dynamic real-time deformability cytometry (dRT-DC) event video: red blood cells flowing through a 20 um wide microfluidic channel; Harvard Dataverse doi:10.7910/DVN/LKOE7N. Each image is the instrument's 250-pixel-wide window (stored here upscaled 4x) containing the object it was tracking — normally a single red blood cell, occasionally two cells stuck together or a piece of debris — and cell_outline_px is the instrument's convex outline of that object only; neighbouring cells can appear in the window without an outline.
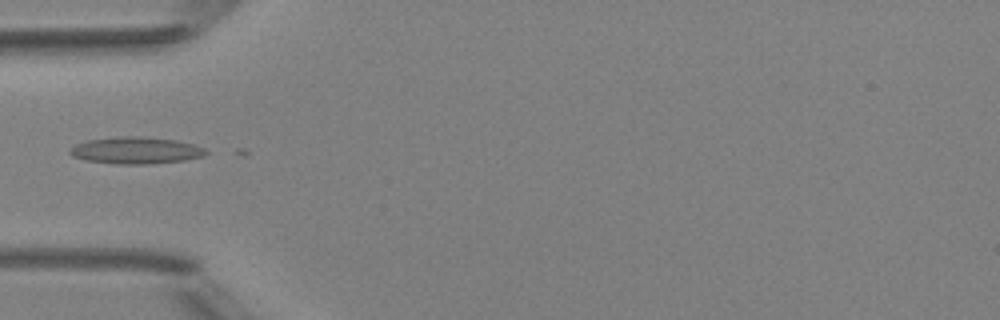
{"species": "Egyptian fruit bat (a non-hibernating species)", "species_latin": "Rousettus aegyptiacus", "temperature_condition": "room temperature", "stored_images_in_passage": 3, "camera_frame_rate_fps": 3000, "um_per_image_px": 0.085, "animal": {"sex": "female"}, "frame": {"image": 1, "passage_image": 2, "time_ms": 1.0, "image_size_px": [1000, 320], "cell_outline_px": [[208, 152], [204, 156], [184, 160], [152, 164], [116, 164], [88, 160], [72, 156], [68, 152], [76, 144], [88, 140], [116, 136], [136, 136], [176, 140], [192, 144], [204, 148]], "centroid_in_image_um": [11.56, 12.78], "position_along_channel_um": 73.4, "area_um2": 21.15}}
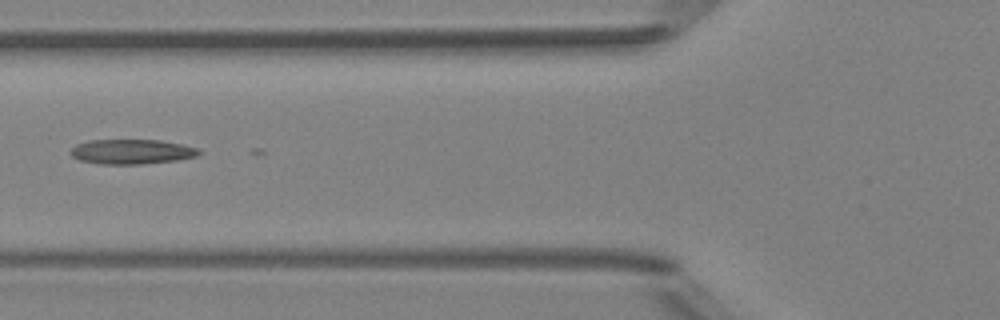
{"frame": {"image": 2, "passage_image": 3, "time_ms": 2.0, "image_size_px": [1000, 320], "cell_outline_px": [[200, 152], [196, 156], [176, 160], [140, 164], [100, 164], [80, 160], [72, 156], [68, 152], [76, 144], [88, 140], [160, 140], [180, 144], [196, 148]], "centroid_in_image_um": [11.12, 12.89], "position_along_channel_um": 114.7, "area_um2": 18.38}}